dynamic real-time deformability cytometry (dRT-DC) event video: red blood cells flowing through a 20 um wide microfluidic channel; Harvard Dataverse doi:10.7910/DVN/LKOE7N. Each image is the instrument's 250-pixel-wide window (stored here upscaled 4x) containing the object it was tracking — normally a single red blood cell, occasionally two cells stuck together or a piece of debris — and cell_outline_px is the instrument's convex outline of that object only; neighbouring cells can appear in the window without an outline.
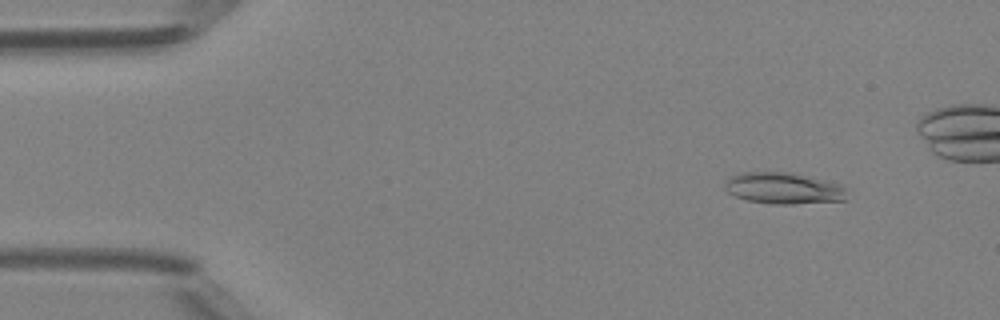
{"species": "Egyptian fruit bat (a non-hibernating species)", "species_latin": "Rousettus aegyptiacus", "temperature_condition": "room temperature", "stored_images_in_passage": 13, "camera_frame_rate_fps": 3000, "um_per_image_px": 0.085, "animal": {"sex": "female"}, "frame": {"image": 1, "passage_image": 6, "time_ms": 1.667, "image_size_px": [1000, 320], "cell_outline_px": [[844, 200], [792, 204], [772, 204], [748, 200], [736, 196], [728, 192], [724, 188], [724, 184], [732, 176], [740, 172], [788, 172], [824, 180], [840, 184], [844, 188]], "centroid_in_image_um": [66.55, 16.0], "position_along_channel_um": 18.5, "area_um2": 21.96}}